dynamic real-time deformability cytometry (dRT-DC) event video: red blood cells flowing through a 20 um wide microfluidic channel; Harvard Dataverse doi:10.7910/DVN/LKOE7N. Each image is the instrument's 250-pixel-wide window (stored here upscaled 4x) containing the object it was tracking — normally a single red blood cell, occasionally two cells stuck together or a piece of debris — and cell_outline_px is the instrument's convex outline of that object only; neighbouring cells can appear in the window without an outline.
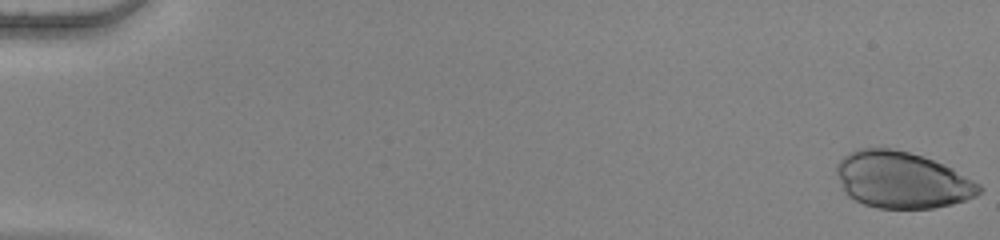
{"species": "human", "species_latin": "Homo sapiens", "temperature_condition": "warm", "stored_images_in_passage": 47, "camera_frame_rate_fps": 3000, "um_per_image_px": 0.085, "donor": {"sex": "female"}, "frame": {"image": 1, "passage_image": 1, "time_ms": 0.0, "image_size_px": [1000, 240], "cell_outline_px": [[984, 188], [976, 196], [952, 204], [932, 208], [876, 208], [864, 204], [848, 196], [844, 192], [836, 172], [836, 164], [848, 152], [856, 148], [892, 148], [924, 156], [944, 164], [952, 168], [980, 184]], "centroid_in_image_um": [76.65, 15.29], "position_along_channel_um": 8.3, "area_um2": 47.11}}
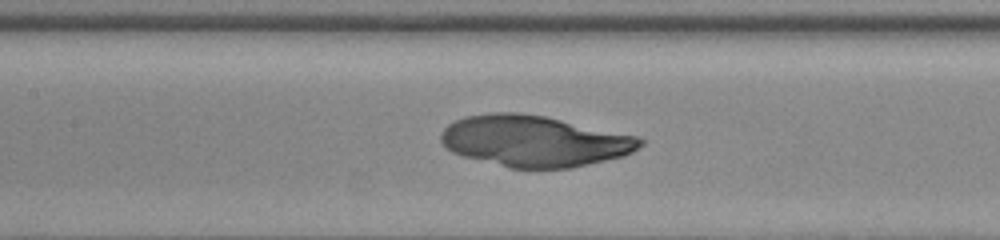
{"frame": {"image": 2, "passage_image": 27, "time_ms": 8.667, "image_size_px": [1000, 240], "cell_outline_px": [[644, 144], [632, 152], [624, 156], [572, 168], [508, 168], [464, 156], [452, 152], [440, 140], [440, 132], [448, 124], [464, 116], [492, 112], [520, 112], [544, 116], [636, 136], [644, 140]], "centroid_in_image_um": [45.4, 11.99], "position_along_channel_um": 162.0, "area_um2": 59.3}}
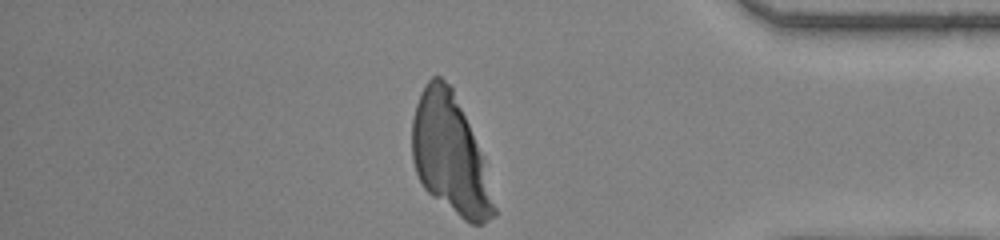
{"frame": {"image": 3, "passage_image": 47, "time_ms": 15.333, "image_size_px": [1000, 240], "cell_outline_px": [[496, 216], [480, 224], [472, 224], [464, 220], [432, 196], [424, 188], [416, 172], [412, 160], [412, 120], [416, 104], [420, 92], [424, 84], [432, 76], [440, 76], [452, 88], [468, 124], [476, 144], [480, 156], [496, 208]], "centroid_in_image_um": [38.2, 13.14], "position_along_channel_um": 397.0, "area_um2": 55.49}}